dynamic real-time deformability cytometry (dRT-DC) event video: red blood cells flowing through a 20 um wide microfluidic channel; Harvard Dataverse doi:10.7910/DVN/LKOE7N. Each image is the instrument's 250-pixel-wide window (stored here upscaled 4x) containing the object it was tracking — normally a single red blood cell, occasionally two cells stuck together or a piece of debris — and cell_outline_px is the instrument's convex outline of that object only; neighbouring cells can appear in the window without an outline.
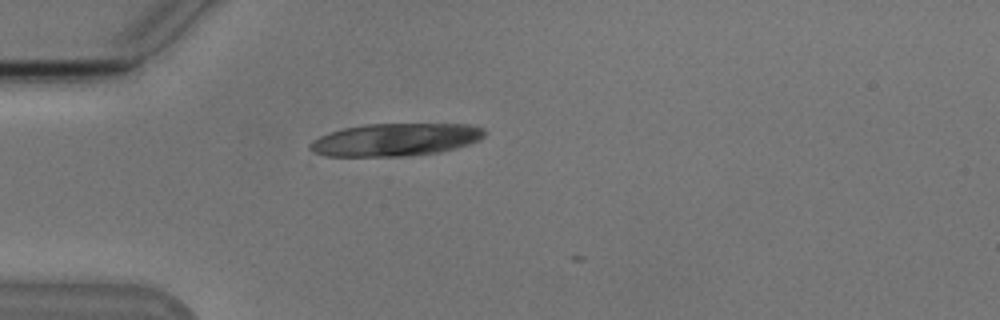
{"species": "Egyptian fruit bat (a non-hibernating species)", "species_latin": "Rousettus aegyptiacus", "temperature_condition": "cold", "stored_images_in_passage": 5, "camera_frame_rate_fps": 3000, "um_per_image_px": 0.085, "animal": {"sex": "male"}, "frame": {"image": 1, "passage_image": 2, "time_ms": 0.333, "image_size_px": [1000, 320], "cell_outline_px": [[484, 136], [480, 140], [456, 148], [440, 152], [412, 156], [324, 156], [312, 152], [308, 148], [308, 144], [312, 140], [320, 136], [344, 128], [364, 124], [468, 124], [484, 128]], "centroid_in_image_um": [33.6, 11.88], "position_along_channel_um": 51.4, "area_um2": 33.41}}